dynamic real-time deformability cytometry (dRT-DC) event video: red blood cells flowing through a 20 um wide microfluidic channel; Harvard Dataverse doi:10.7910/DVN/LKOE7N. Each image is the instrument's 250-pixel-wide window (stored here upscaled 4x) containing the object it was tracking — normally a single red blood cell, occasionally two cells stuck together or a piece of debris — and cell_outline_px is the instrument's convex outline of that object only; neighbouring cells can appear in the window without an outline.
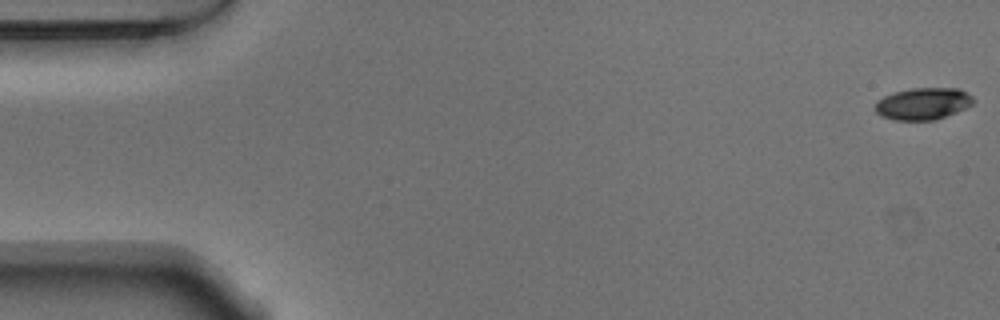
{"species": "Egyptian fruit bat (a non-hibernating species)", "species_latin": "Rousettus aegyptiacus", "temperature_condition": "warm", "stored_images_in_passage": 54, "camera_frame_rate_fps": 3000, "um_per_image_px": 0.085, "animal": {"sex": "male"}, "frame": {"image": 1, "passage_image": 1, "time_ms": 0.0, "image_size_px": [1000, 320], "cell_outline_px": [[976, 100], [972, 104], [956, 112], [932, 120], [896, 120], [880, 116], [872, 108], [876, 100], [892, 92], [912, 88], [960, 88], [972, 96]], "centroid_in_image_um": [78.41, 8.8], "position_along_channel_um": 6.6, "area_um2": 18.44}}
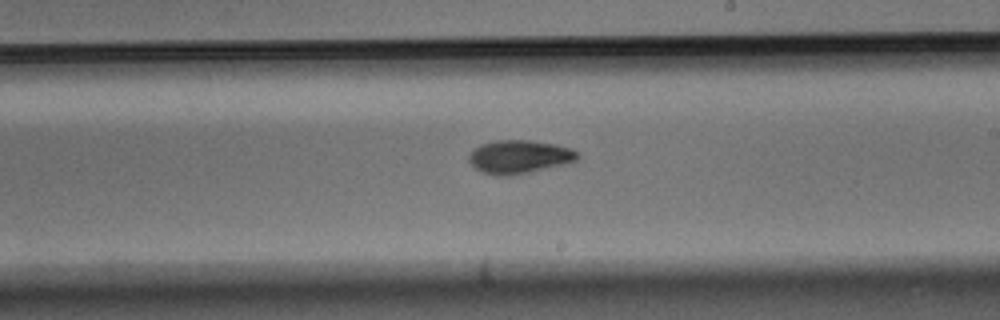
{"frame": {"image": 2, "passage_image": 31, "time_ms": 10.0, "image_size_px": [1000, 320], "cell_outline_px": [[580, 156], [576, 160], [528, 172], [508, 176], [496, 176], [484, 172], [476, 168], [468, 160], [468, 156], [480, 144], [496, 140], [528, 140], [556, 144], [572, 148]], "centroid_in_image_um": [44.12, 13.31], "position_along_channel_um": 244.9, "area_um2": 20.75}}
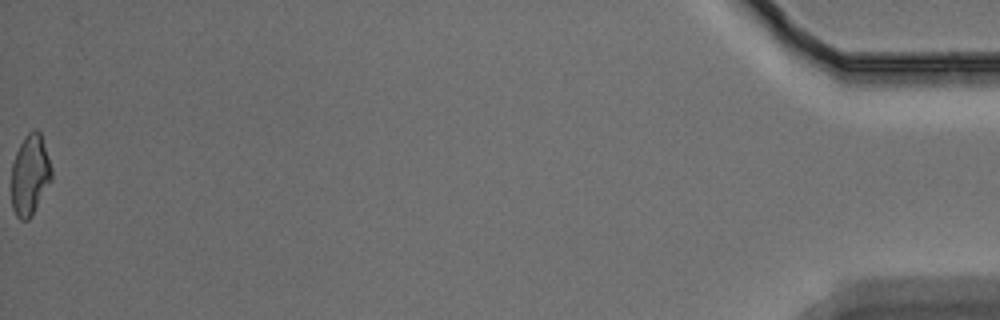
{"frame": {"image": 3, "passage_image": 54, "time_ms": 17.667, "image_size_px": [1000, 320], "cell_outline_px": [[52, 180], [32, 216], [28, 220], [20, 220], [16, 216], [12, 208], [12, 164], [16, 152], [24, 136], [32, 128], [36, 128], [40, 132], [52, 168]], "centroid_in_image_um": [2.56, 14.87], "position_along_channel_um": 432.6, "area_um2": 19.07}, "authors_computed_cell_mechanics": {"area_um2": 19.5075, "velocity_mm_per_s": 3.7899, "shape_relaxation_time_tau1_ms": 3.219, "shape_relaxation_time_tau2_ms": 6.3171, "deformation_change_tau1": 0.1202, "deformation_change_tau2": 0.1369}}